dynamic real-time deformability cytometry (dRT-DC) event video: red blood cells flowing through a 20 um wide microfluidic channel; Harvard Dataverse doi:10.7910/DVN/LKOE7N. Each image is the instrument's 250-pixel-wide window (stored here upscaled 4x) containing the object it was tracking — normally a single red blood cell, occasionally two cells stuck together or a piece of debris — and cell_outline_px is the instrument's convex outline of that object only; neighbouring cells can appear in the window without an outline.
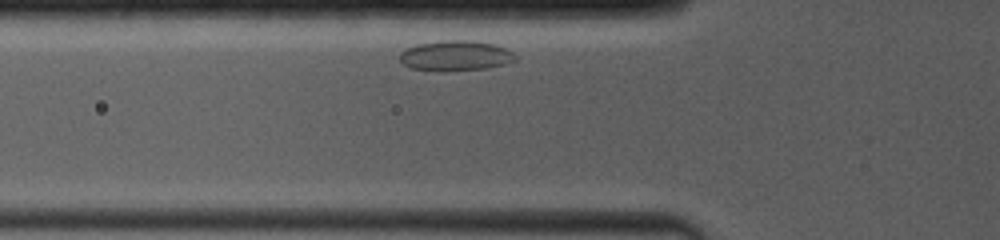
{"species": "common noctule bat (a hibernating species)", "species_latin": "Nyctalus noctula", "temperature_condition": "room temperature", "stored_images_in_passage": 31, "camera_frame_rate_fps": 4000, "um_per_image_px": 0.085, "animal": {"sex": "female", "body_mass_g": 19.0, "forearm_length_mm": 53.3}, "frame": {"image": 1, "passage_image": 3, "time_ms": 0.75, "image_size_px": [1000, 240], "cell_outline_px": [[516, 60], [508, 64], [484, 68], [444, 72], [436, 72], [412, 68], [404, 64], [400, 60], [400, 52], [404, 48], [416, 44], [444, 40], [476, 40], [496, 44], [512, 52], [516, 56]], "centroid_in_image_um": [38.71, 4.73], "position_along_channel_um": 87.1, "area_um2": 20.81}}
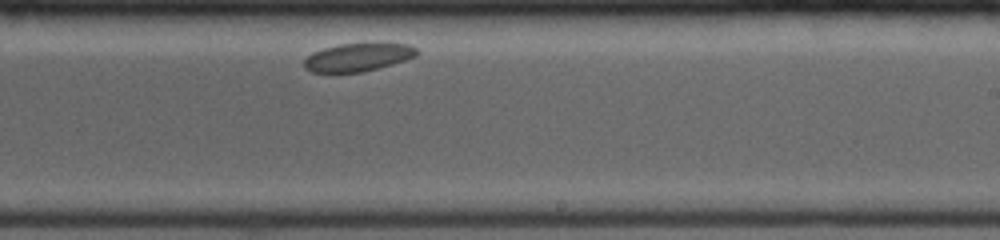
{"frame": {"image": 2, "passage_image": 18, "time_ms": 5.75, "image_size_px": [1000, 240], "cell_outline_px": [[420, 52], [416, 56], [392, 64], [360, 72], [312, 72], [304, 68], [304, 60], [312, 52], [324, 48], [340, 44], [408, 44], [416, 48]], "centroid_in_image_um": [30.4, 4.87], "position_along_channel_um": 258.6, "area_um2": 18.09}}
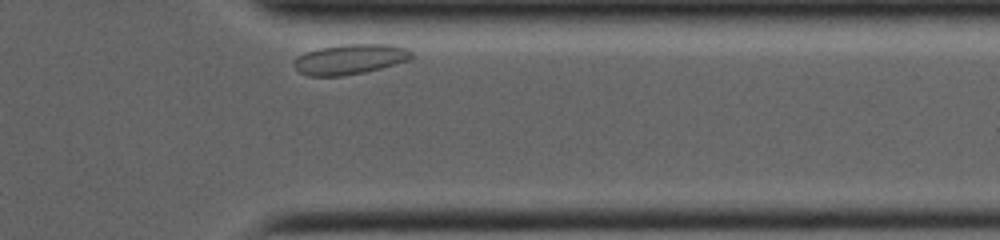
{"frame": {"image": 3, "passage_image": 29, "time_ms": 9.25, "image_size_px": [1000, 240], "cell_outline_px": [[412, 60], [364, 72], [340, 76], [308, 76], [300, 72], [292, 64], [304, 52], [320, 48], [344, 44], [392, 44], [408, 48], [412, 52]], "centroid_in_image_um": [29.8, 5.03], "position_along_channel_um": 381.6, "area_um2": 20.69}}